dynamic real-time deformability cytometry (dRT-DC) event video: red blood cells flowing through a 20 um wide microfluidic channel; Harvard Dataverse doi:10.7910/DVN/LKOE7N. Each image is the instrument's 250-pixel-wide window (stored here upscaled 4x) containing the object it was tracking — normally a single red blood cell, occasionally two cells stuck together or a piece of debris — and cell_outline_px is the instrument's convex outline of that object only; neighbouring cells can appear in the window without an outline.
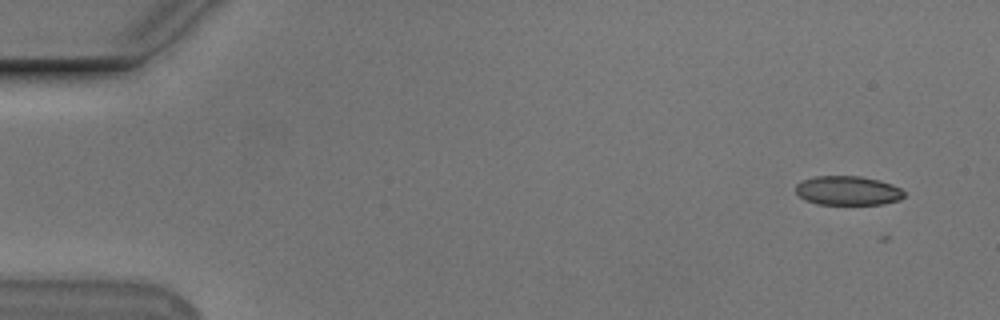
{"species": "Egyptian fruit bat (a non-hibernating species)", "species_latin": "Rousettus aegyptiacus", "temperature_condition": "cold", "stored_images_in_passage": 3, "camera_frame_rate_fps": 3000, "um_per_image_px": 0.085, "animal": {"sex": "male"}, "frame": {"image": 1, "passage_image": 1, "time_ms": 0.0, "image_size_px": [1000, 320], "cell_outline_px": [[904, 196], [900, 200], [880, 204], [816, 204], [804, 200], [796, 192], [796, 184], [800, 180], [816, 176], [860, 176], [880, 180], [892, 184], [900, 188], [904, 192]], "centroid_in_image_um": [72.04, 16.2], "position_along_channel_um": 13.0, "area_um2": 18.55}}